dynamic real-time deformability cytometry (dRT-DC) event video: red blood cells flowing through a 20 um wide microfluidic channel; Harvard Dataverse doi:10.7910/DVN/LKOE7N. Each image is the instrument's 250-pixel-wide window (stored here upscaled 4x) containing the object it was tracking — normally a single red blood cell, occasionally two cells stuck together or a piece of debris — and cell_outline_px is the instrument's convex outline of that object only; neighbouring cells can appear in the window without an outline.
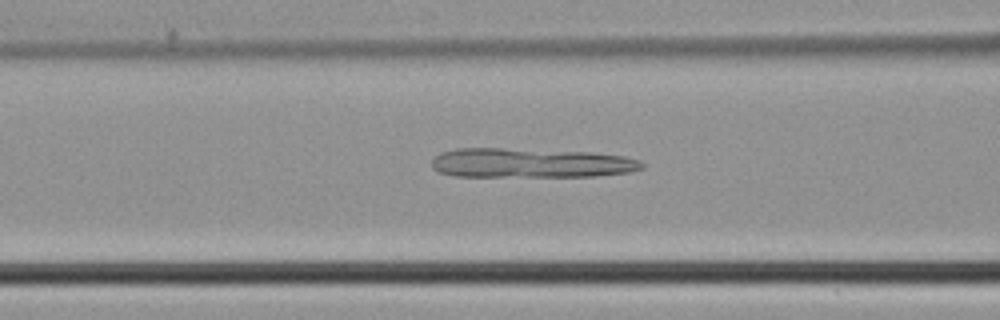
{"species": "common noctule bat (a hibernating species)", "species_latin": "Nyctalus noctula", "temperature_condition": "cold", "stored_images_in_passage": 41, "camera_frame_rate_fps": 3000, "um_per_image_px": 0.085, "animal": {"sex": "male", "body_mass_g": 21.5, "forearm_length_mm": 52.0}, "frame": {"image": 1, "passage_image": 14, "time_ms": 4.333, "image_size_px": [1000, 320], "cell_outline_px": [[644, 168], [632, 172], [596, 176], [456, 176], [436, 172], [432, 168], [432, 160], [440, 152], [456, 148], [504, 148], [592, 152], [624, 156], [640, 160], [644, 164]], "centroid_in_image_um": [45.12, 13.85], "position_along_channel_um": 121.5, "area_um2": 36.47}}
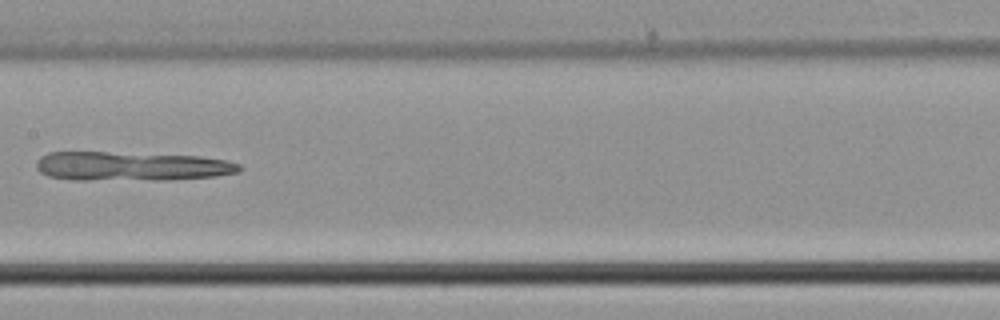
{"frame": {"image": 2, "passage_image": 19, "time_ms": 6.0, "image_size_px": [1000, 320], "cell_outline_px": [[244, 168], [240, 172], [216, 176], [160, 180], [76, 180], [48, 176], [40, 172], [36, 168], [36, 160], [40, 156], [48, 152], [108, 152], [200, 156], [228, 160], [240, 164]], "centroid_in_image_um": [11.17, 14.13], "position_along_channel_um": 196.2, "area_um2": 34.8}}
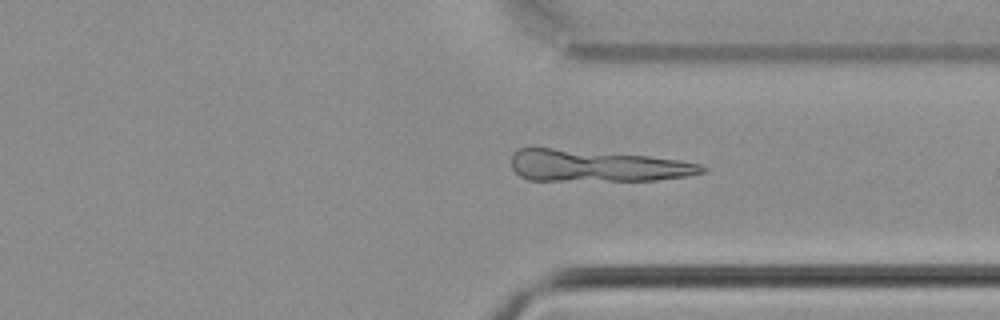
{"frame": {"image": 3, "passage_image": 30, "time_ms": 9.667, "image_size_px": [1000, 320], "cell_outline_px": [[708, 168], [704, 172], [688, 176], [656, 180], [528, 180], [520, 176], [512, 168], [512, 152], [520, 148], [552, 148], [648, 156], [680, 160], [700, 164]], "centroid_in_image_um": [50.74, 14.09], "position_along_channel_um": 360.7, "area_um2": 35.03}}